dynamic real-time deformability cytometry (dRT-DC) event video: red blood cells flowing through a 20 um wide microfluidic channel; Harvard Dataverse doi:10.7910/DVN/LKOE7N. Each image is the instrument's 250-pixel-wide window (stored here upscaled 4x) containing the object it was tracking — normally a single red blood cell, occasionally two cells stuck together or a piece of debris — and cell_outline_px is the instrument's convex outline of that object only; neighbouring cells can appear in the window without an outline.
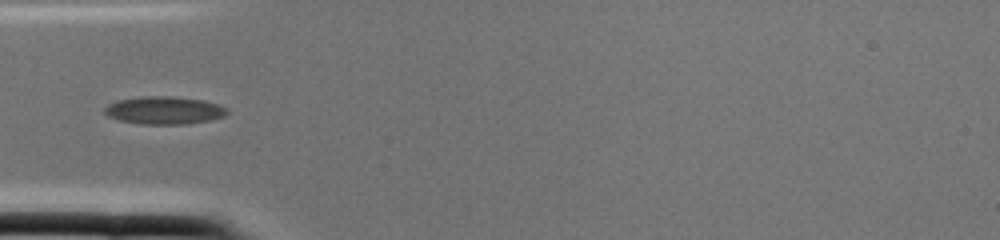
{"species": "common noctule bat (a hibernating species)", "species_latin": "Nyctalus noctula", "temperature_condition": "cold", "stored_images_in_passage": 2, "camera_frame_rate_fps": 3000, "um_per_image_px": 0.085, "animal": {"sex": "female", "body_mass_g": 22.0, "forearm_length_mm": 56.7}, "frame": {"image": 1, "passage_image": 2, "time_ms": 0.333, "image_size_px": [1000, 240], "cell_outline_px": [[228, 112], [224, 116], [212, 120], [184, 124], [140, 124], [120, 120], [108, 116], [104, 112], [104, 108], [108, 104], [116, 100], [140, 96], [168, 96], [204, 100], [220, 104], [228, 108]], "centroid_in_image_um": [13.97, 9.37], "position_along_channel_um": 71.0, "area_um2": 20.0}}